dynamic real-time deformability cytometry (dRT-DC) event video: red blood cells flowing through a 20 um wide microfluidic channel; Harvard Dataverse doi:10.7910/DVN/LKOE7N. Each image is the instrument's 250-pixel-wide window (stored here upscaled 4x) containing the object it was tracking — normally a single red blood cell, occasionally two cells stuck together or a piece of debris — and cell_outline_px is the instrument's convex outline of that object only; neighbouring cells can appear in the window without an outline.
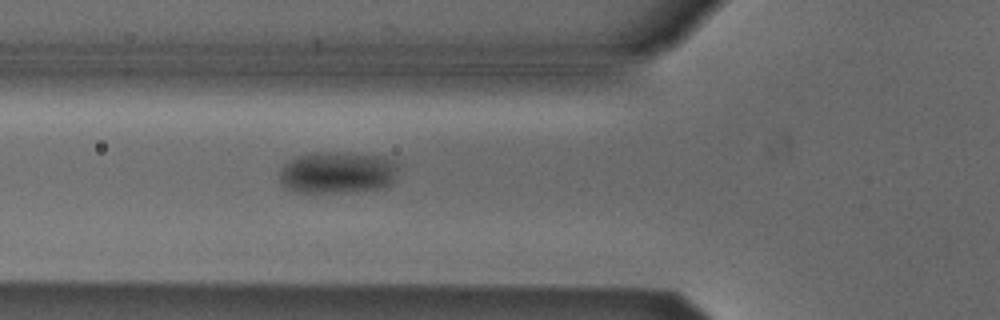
{"species": "Egyptian fruit bat (a non-hibernating species)", "species_latin": "Rousettus aegyptiacus", "temperature_condition": "cold", "stored_images_in_passage": 5, "segment_of_instrument_passage": [1, 2], "camera_frame_rate_fps": 3000, "um_per_image_px": 0.085, "animal": {"sex": "male"}, "frame": {"image": 1, "passage_image": 4, "time_ms": 1.0, "image_size_px": [1000, 320], "cell_outline_px": [[400, 168], [396, 180], [388, 188], [344, 192], [292, 192], [280, 184], [280, 168], [288, 160], [296, 156], [312, 152], [348, 152], [384, 156], [396, 160], [400, 164]], "centroid_in_image_um": [28.76, 14.65], "position_along_channel_um": 97.0, "area_um2": 30.11}}